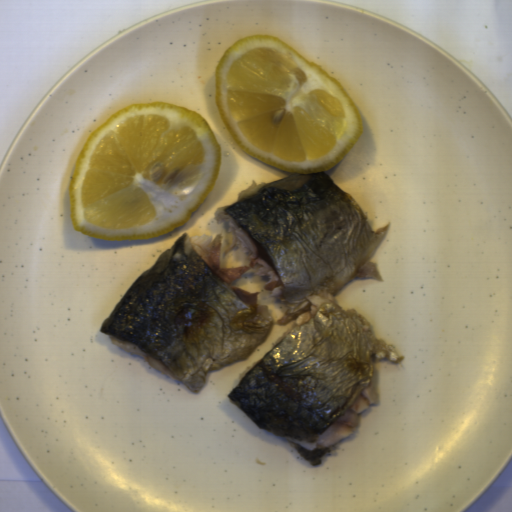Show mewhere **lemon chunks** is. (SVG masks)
<instances>
[{
    "label": "lemon chunks",
    "instance_id": "obj_2",
    "mask_svg": "<svg viewBox=\"0 0 512 512\" xmlns=\"http://www.w3.org/2000/svg\"><path fill=\"white\" fill-rule=\"evenodd\" d=\"M214 89L234 144L287 172H325L363 135V117L339 80L273 34L227 46L214 68Z\"/></svg>",
    "mask_w": 512,
    "mask_h": 512
},
{
    "label": "lemon chunks",
    "instance_id": "obj_1",
    "mask_svg": "<svg viewBox=\"0 0 512 512\" xmlns=\"http://www.w3.org/2000/svg\"><path fill=\"white\" fill-rule=\"evenodd\" d=\"M222 163L199 112L157 100L122 106L79 152L68 183L72 227L117 242L169 234L205 202Z\"/></svg>",
    "mask_w": 512,
    "mask_h": 512
}]
</instances>
